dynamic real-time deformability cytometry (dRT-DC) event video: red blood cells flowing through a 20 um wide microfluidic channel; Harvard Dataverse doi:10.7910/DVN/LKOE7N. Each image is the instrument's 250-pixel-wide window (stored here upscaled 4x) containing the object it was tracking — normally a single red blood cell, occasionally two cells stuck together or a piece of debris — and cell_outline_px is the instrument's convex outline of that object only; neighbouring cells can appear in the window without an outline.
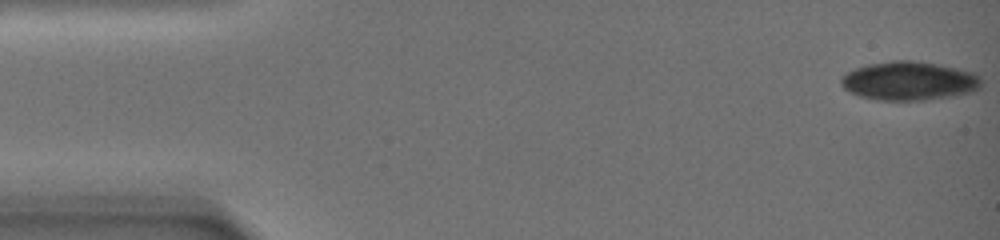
{"species": "common noctule bat (a hibernating species)", "species_latin": "Nyctalus noctula", "temperature_condition": "warm", "stored_images_in_passage": 28, "camera_frame_rate_fps": 3000, "um_per_image_px": 0.085, "animal": {"sex": "female", "body_mass_g": 19.0, "forearm_length_mm": 51.5}, "frame": {"image": 1, "passage_image": 1, "time_ms": 0.0, "image_size_px": [1000, 240], "cell_outline_px": [[980, 88], [972, 92], [952, 96], [924, 100], [876, 100], [860, 96], [848, 92], [840, 84], [840, 76], [856, 68], [868, 64], [892, 60], [912, 60], [956, 68], [976, 72], [980, 76]], "centroid_in_image_um": [77.25, 6.88], "position_along_channel_um": 7.7, "area_um2": 31.79}}